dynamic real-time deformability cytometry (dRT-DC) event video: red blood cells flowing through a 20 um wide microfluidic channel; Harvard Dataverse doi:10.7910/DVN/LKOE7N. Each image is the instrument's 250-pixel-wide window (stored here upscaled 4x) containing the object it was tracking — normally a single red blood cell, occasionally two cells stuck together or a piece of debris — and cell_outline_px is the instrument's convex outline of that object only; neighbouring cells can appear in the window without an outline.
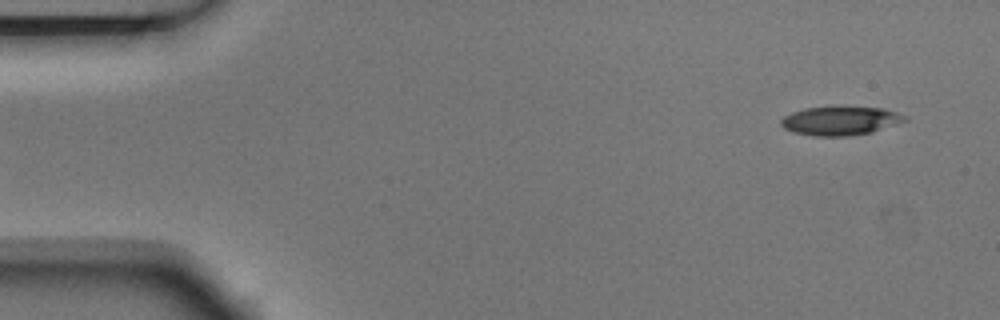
{"species": "Egyptian fruit bat (a non-hibernating species)", "species_latin": "Rousettus aegyptiacus", "temperature_condition": "room temperature", "stored_images_in_passage": 5, "segment_of_instrument_passage": [2, 2], "camera_frame_rate_fps": 3000, "um_per_image_px": 0.085, "animal": {"sex": "male"}, "frame": {"image": 1, "passage_image": 5, "time_ms": 1.333, "image_size_px": [1000, 320], "cell_outline_px": [[908, 120], [872, 132], [852, 136], [812, 136], [792, 132], [784, 128], [780, 124], [780, 120], [784, 116], [792, 112], [804, 108], [880, 108], [896, 112], [908, 116]], "centroid_in_image_um": [71.41, 10.29], "position_along_channel_um": 13.6, "area_um2": 20.52}}